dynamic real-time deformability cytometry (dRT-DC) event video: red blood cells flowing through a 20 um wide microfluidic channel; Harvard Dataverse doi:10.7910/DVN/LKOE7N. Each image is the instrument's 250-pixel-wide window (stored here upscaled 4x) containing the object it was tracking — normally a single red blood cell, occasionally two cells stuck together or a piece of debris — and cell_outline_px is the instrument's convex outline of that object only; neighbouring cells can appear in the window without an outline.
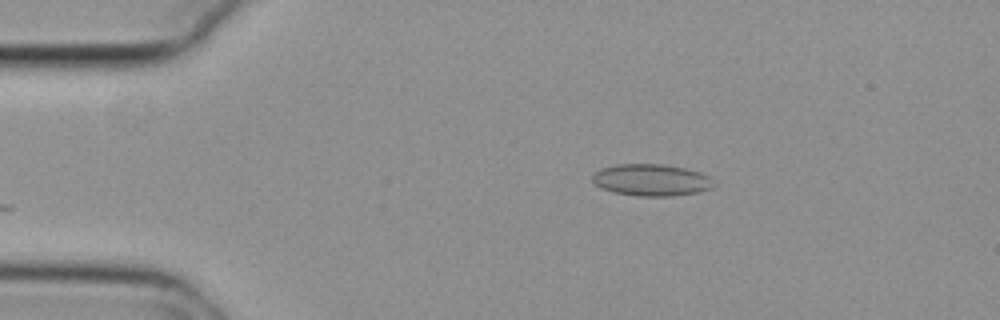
{"species": "common noctule bat (a hibernating species)", "species_latin": "Nyctalus noctula", "temperature_condition": "cold", "stored_images_in_passage": 39, "camera_frame_rate_fps": 3000, "um_per_image_px": 0.085, "animal": {"sex": "female", "body_mass_g": 29.2, "forearm_length_mm": 56.3}, "frame": {"image": 1, "passage_image": 3, "time_ms": 0.667, "image_size_px": [1000, 320], "cell_outline_px": [[716, 184], [712, 188], [696, 192], [672, 196], [636, 196], [612, 192], [600, 188], [592, 180], [592, 176], [600, 168], [616, 164], [660, 164], [684, 168], [700, 172], [708, 176]], "centroid_in_image_um": [55.34, 15.3], "position_along_channel_um": 29.7, "area_um2": 22.54}}
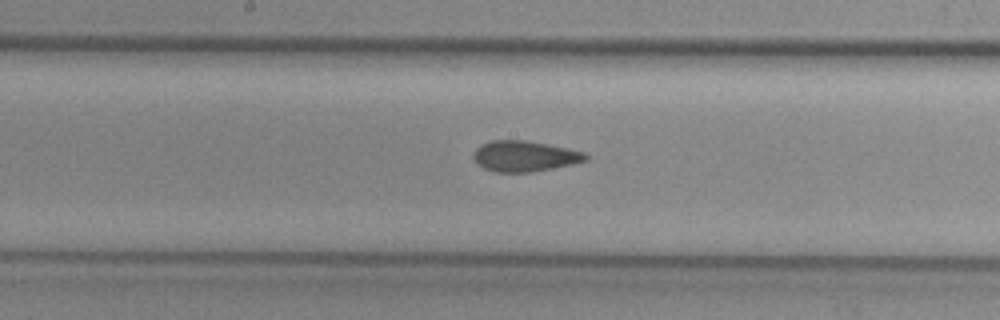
{"frame": {"image": 2, "passage_image": 21, "time_ms": 6.667, "image_size_px": [1000, 320], "cell_outline_px": [[588, 160], [572, 164], [532, 172], [496, 172], [484, 168], [476, 164], [472, 156], [476, 148], [480, 144], [492, 140], [524, 140], [548, 144], [568, 148], [584, 152], [588, 156]], "centroid_in_image_um": [44.56, 13.27], "position_along_channel_um": 203.6, "area_um2": 20.17}}
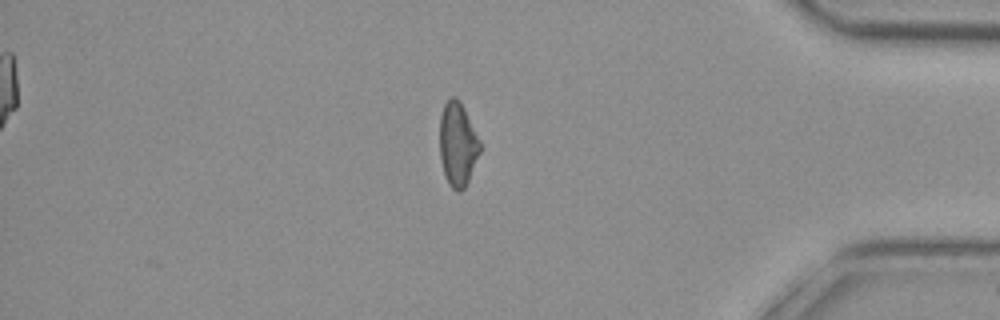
{"frame": {"image": 3, "passage_image": 39, "time_ms": 12.667, "image_size_px": [1000, 320], "cell_outline_px": [[480, 152], [468, 180], [464, 188], [460, 192], [456, 192], [448, 184], [440, 160], [440, 116], [444, 104], [452, 96], [456, 96], [460, 100], [480, 140]], "centroid_in_image_um": [38.89, 12.25], "position_along_channel_um": 396.3, "area_um2": 19.65}, "authors_computed_cell_mechanics": {"area_um2": 20.3456, "velocity_mm_per_s": 3.7932, "shape_relaxation_time_tau1_ms": null, "shape_relaxation_time_tau2_ms": 2.9143, "deformation_change_tau1": null, "deformation_change_tau2": 0.0839}}